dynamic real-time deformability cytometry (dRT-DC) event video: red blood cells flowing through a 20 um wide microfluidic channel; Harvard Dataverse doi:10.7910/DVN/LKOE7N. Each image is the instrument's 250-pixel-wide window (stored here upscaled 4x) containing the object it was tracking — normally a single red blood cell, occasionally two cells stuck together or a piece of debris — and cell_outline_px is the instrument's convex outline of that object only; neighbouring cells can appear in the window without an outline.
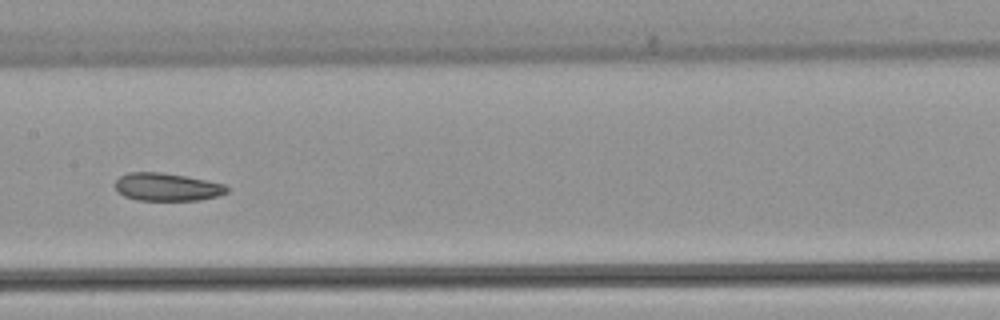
{"species": "common noctule bat (a hibernating species)", "species_latin": "Nyctalus noctula", "temperature_condition": "warm", "stored_images_in_passage": 38, "camera_frame_rate_fps": 3000, "um_per_image_px": 0.085, "animal": {"sex": "female", "body_mass_g": 22.7, "forearm_length_mm": 54.2}, "frame": {"image": 1, "passage_image": 12, "time_ms": 3.667, "image_size_px": [1000, 320], "cell_outline_px": [[228, 192], [216, 196], [200, 200], [136, 200], [124, 196], [116, 192], [116, 180], [120, 176], [128, 172], [160, 172], [184, 176], [224, 184], [228, 188]], "centroid_in_image_um": [14.15, 15.9], "position_along_channel_um": 193.2, "area_um2": 18.03}, "authors_computed_cell_mechanics": {"area_um2": 19.4786, "velocity_mm_per_s": 3.8753, "shape_relaxation_time_tau1_ms": null, "shape_relaxation_time_tau2_ms": 4.446, "deformation_change_tau1": null, "deformation_change_tau2": 0.0974}}